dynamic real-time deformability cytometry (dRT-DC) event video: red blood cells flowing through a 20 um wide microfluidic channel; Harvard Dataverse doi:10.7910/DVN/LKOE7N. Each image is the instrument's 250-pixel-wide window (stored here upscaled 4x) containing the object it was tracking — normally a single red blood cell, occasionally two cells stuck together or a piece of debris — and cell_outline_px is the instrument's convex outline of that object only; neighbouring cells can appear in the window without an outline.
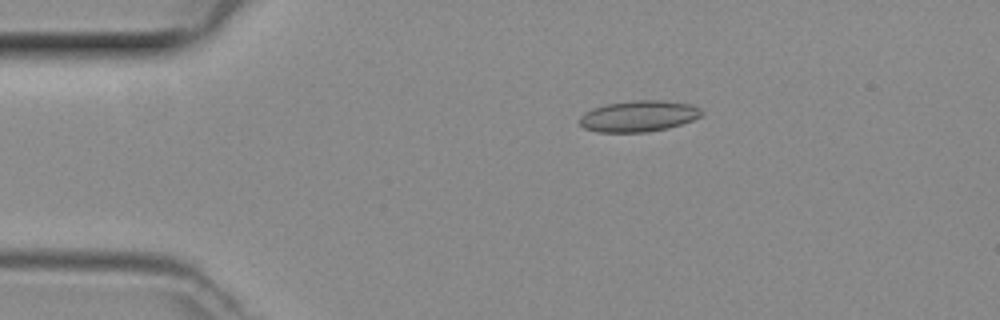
{"species": "common noctule bat (a hibernating species)", "species_latin": "Nyctalus noctula", "temperature_condition": "room temperature", "stored_images_in_passage": 48, "camera_frame_rate_fps": 3000, "um_per_image_px": 0.085, "animal": {"sex": "female", "body_mass_g": 29.2, "forearm_length_mm": 56.3}, "frame": {"image": 1, "passage_image": 9, "time_ms": 2.667, "image_size_px": [1000, 320], "cell_outline_px": [[704, 112], [700, 116], [692, 120], [668, 128], [648, 132], [596, 132], [584, 128], [580, 124], [580, 116], [584, 112], [592, 108], [608, 104], [632, 100], [660, 100], [692, 104], [700, 108]], "centroid_in_image_um": [54.28, 9.87], "position_along_channel_um": 30.7, "area_um2": 22.2}}
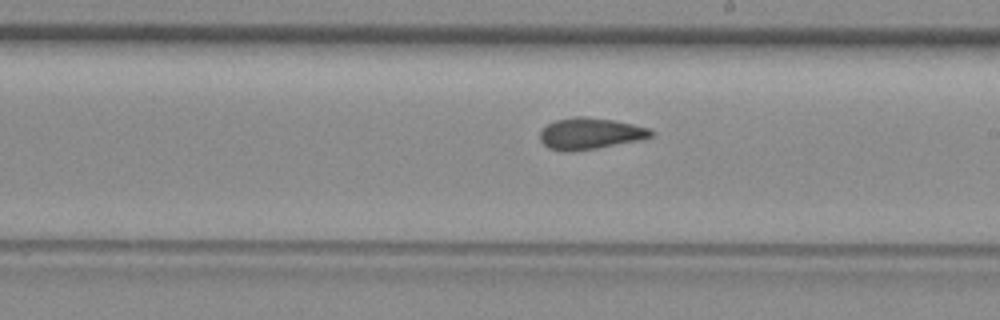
{"frame": {"image": 2, "passage_image": 27, "time_ms": 8.667, "image_size_px": [1000, 320], "cell_outline_px": [[656, 132], [652, 136], [640, 140], [596, 148], [572, 152], [564, 152], [548, 148], [540, 140], [540, 132], [548, 124], [556, 120], [576, 116], [584, 116], [612, 120], [632, 124], [648, 128]], "centroid_in_image_um": [50.15, 11.36], "position_along_channel_um": 238.8, "area_um2": 20.29}}
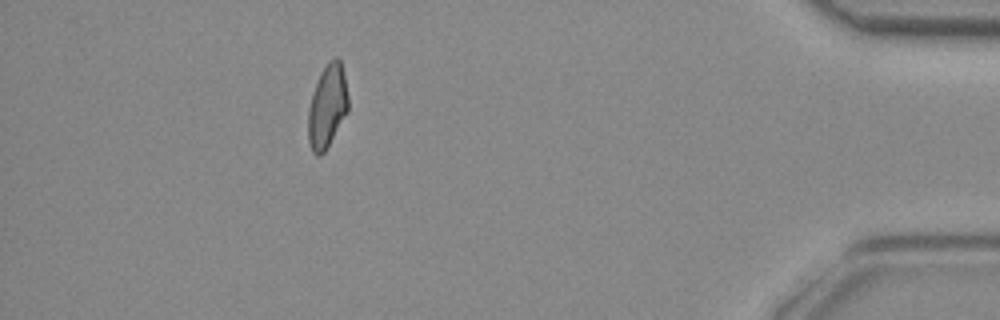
{"frame": {"image": 3, "passage_image": 43, "time_ms": 14.0, "image_size_px": [1000, 320], "cell_outline_px": [[348, 112], [324, 152], [320, 156], [316, 156], [312, 152], [308, 140], [308, 108], [320, 72], [328, 60], [336, 56], [340, 60], [344, 76], [348, 96]], "centroid_in_image_um": [27.81, 9.04], "position_along_channel_um": 407.4, "area_um2": 19.42}}